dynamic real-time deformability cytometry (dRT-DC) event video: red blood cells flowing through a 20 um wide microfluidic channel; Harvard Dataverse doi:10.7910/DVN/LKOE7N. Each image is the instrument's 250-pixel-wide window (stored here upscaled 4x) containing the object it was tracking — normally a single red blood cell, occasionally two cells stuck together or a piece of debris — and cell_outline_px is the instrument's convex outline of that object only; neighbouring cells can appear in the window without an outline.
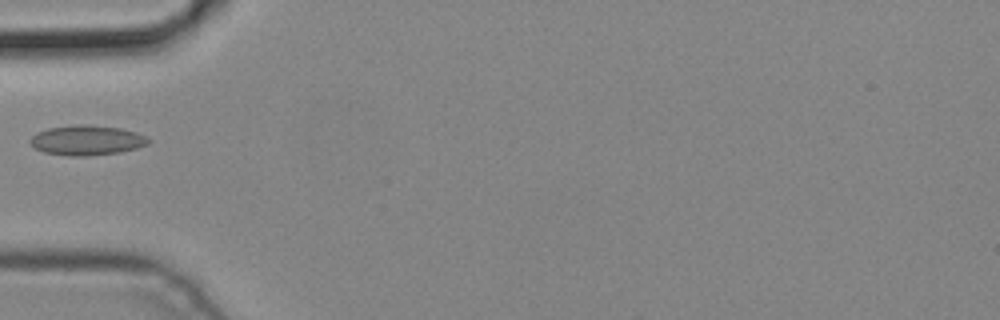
{"species": "common noctule bat (a hibernating species)", "species_latin": "Nyctalus noctula", "temperature_condition": "cold", "stored_images_in_passage": 6, "camera_frame_rate_fps": 3000, "um_per_image_px": 0.085, "animal": {"sex": "male", "body_mass_g": 19.2, "forearm_length_mm": 51.8}, "frame": {"image": 1, "passage_image": 5, "time_ms": 1.333, "image_size_px": [1000, 320], "cell_outline_px": [[152, 140], [148, 144], [136, 148], [120, 152], [88, 156], [68, 156], [44, 152], [36, 148], [28, 140], [36, 132], [48, 128], [80, 124], [88, 124], [120, 128], [136, 132]], "centroid_in_image_um": [7.38, 11.92], "position_along_channel_um": 77.6, "area_um2": 20.63}}